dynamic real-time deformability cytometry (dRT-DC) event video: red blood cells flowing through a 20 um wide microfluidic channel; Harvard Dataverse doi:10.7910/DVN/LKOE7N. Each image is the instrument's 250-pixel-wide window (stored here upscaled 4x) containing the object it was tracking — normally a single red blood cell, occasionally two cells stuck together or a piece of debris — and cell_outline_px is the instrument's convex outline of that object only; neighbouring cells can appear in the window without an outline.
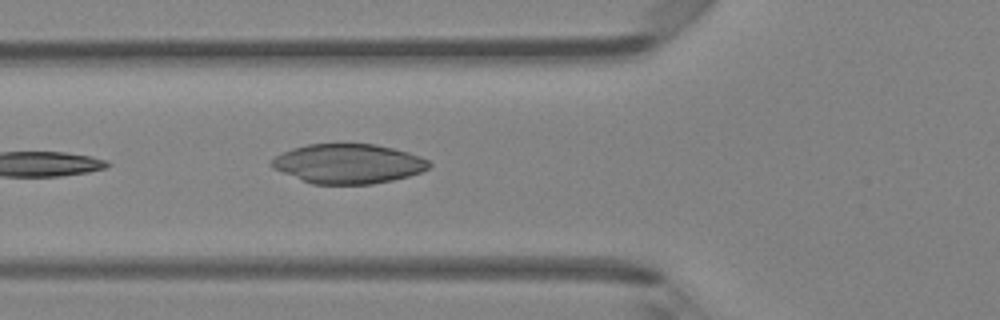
{"species": "Egyptian fruit bat (a non-hibernating species)", "species_latin": "Rousettus aegyptiacus", "temperature_condition": "room temperature", "stored_images_in_passage": 4, "camera_frame_rate_fps": 3000, "um_per_image_px": 0.085, "animal": {"sex": "female"}, "frame": {"image": 1, "passage_image": 4, "time_ms": 4.333, "image_size_px": [1000, 320], "cell_outline_px": [[432, 164], [428, 168], [420, 172], [408, 176], [392, 180], [372, 184], [312, 184], [300, 180], [272, 168], [268, 164], [276, 156], [292, 148], [308, 144], [376, 144], [408, 152], [420, 156], [428, 160]], "centroid_in_image_um": [29.58, 13.92], "position_along_channel_um": 96.2, "area_um2": 36.3}}